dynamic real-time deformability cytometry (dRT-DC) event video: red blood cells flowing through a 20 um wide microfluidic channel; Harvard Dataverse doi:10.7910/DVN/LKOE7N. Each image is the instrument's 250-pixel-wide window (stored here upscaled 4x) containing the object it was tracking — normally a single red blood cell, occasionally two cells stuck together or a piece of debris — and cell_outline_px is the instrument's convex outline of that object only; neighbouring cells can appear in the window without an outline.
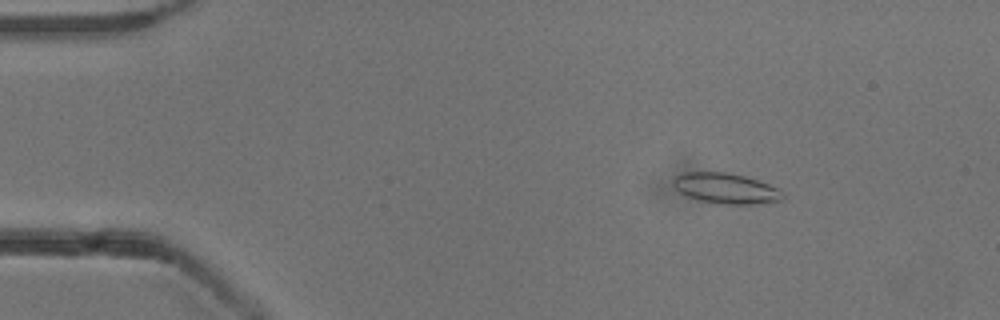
{"species": "common noctule bat (a hibernating species)", "species_latin": "Nyctalus noctula", "temperature_condition": "cold", "stored_images_in_passage": 6, "camera_frame_rate_fps": 3000, "um_per_image_px": 0.085, "animal": {"sex": "male", "body_mass_g": 13.3}, "frame": {"image": 1, "passage_image": 3, "time_ms": 2.333, "image_size_px": [1000, 320], "cell_outline_px": [[784, 196], [780, 200], [756, 204], [720, 204], [700, 200], [688, 196], [680, 192], [672, 184], [672, 180], [676, 176], [684, 172], [728, 172], [744, 176], [780, 188], [784, 192]], "centroid_in_image_um": [61.71, 16.01], "position_along_channel_um": 23.3, "area_um2": 19.42}}